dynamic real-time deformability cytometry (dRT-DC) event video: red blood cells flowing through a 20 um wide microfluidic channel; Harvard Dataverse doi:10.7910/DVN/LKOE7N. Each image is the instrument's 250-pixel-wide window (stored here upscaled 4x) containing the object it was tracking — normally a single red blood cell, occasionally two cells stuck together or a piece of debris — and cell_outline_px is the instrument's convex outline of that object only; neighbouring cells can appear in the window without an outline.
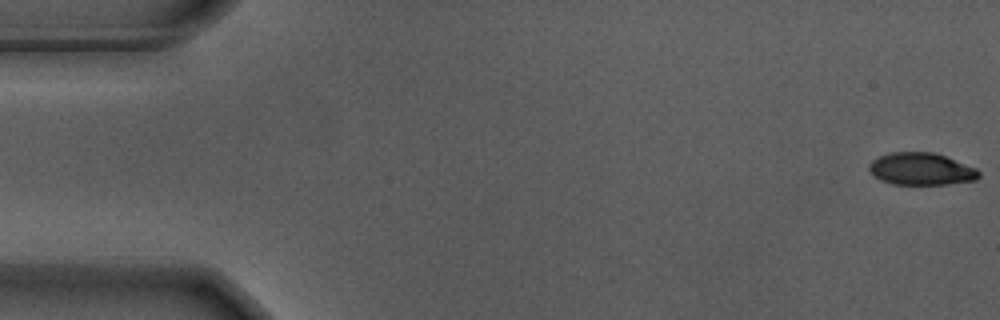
{"species": "Egyptian fruit bat (a non-hibernating species)", "species_latin": "Rousettus aegyptiacus", "temperature_condition": "warm", "stored_images_in_passage": 56, "camera_frame_rate_fps": 3000, "um_per_image_px": 0.085, "animal": {"sex": "male"}, "frame": {"image": 1, "passage_image": 1, "time_ms": 0.0, "image_size_px": [1000, 320], "cell_outline_px": [[980, 176], [976, 180], [948, 184], [892, 184], [880, 180], [868, 168], [868, 164], [872, 160], [880, 156], [892, 152], [932, 152], [944, 156], [976, 168], [980, 172]], "centroid_in_image_um": [78.3, 14.37], "position_along_channel_um": 6.7, "area_um2": 20.46}}
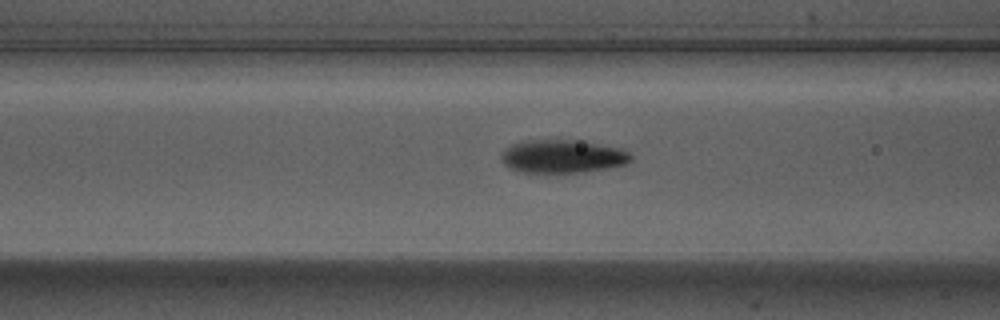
{"frame": {"image": 2, "passage_image": 22, "time_ms": 7.0, "image_size_px": [1000, 320], "cell_outline_px": [[632, 160], [624, 164], [604, 168], [576, 172], [520, 172], [504, 164], [500, 160], [500, 156], [504, 148], [512, 144], [524, 140], [576, 140], [616, 148], [628, 152], [632, 156]], "centroid_in_image_um": [47.73, 13.28], "position_along_channel_um": 118.9, "area_um2": 24.62}}
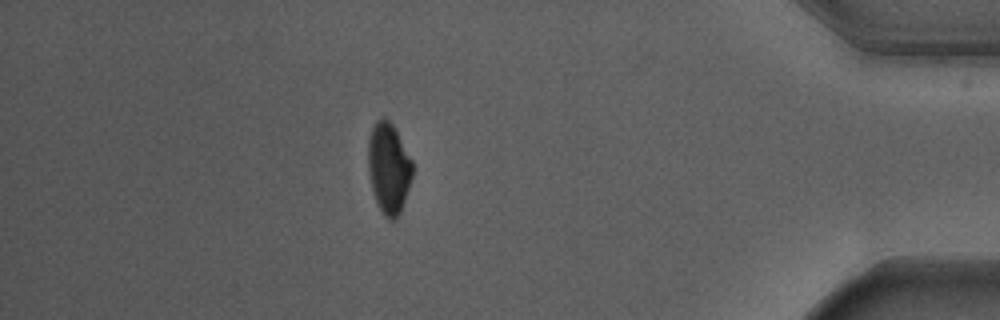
{"frame": {"image": 3, "passage_image": 49, "time_ms": 16.0, "image_size_px": [1000, 320], "cell_outline_px": [[412, 176], [400, 212], [396, 220], [388, 220], [384, 216], [376, 200], [372, 188], [368, 168], [368, 140], [372, 128], [376, 120], [384, 116], [392, 124], [412, 160]], "centroid_in_image_um": [33.03, 14.28], "position_along_channel_um": 402.2, "area_um2": 23.12}, "authors_computed_cell_mechanics": {"area_um2": 23.4379, "velocity_mm_per_s": 3.6729, "shape_relaxation_time_tau1_ms": 1.9254, "shape_relaxation_time_tau2_ms": null, "deformation_change_tau1": 0.1495, "deformation_change_tau2": null}}